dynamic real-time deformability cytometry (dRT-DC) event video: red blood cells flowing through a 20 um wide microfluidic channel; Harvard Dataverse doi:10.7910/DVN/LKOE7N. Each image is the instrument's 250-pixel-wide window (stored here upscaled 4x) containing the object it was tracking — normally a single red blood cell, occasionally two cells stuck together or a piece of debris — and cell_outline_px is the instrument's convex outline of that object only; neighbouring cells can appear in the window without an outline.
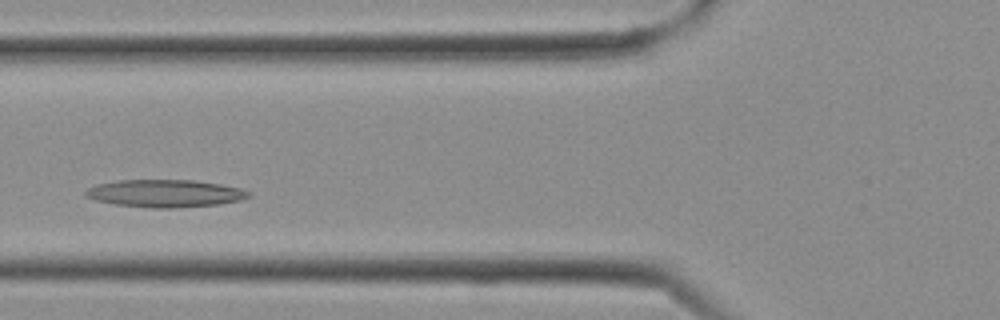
{"species": "Egyptian fruit bat (a non-hibernating species)", "species_latin": "Rousettus aegyptiacus", "temperature_condition": "cold", "stored_images_in_passage": 9, "camera_frame_rate_fps": 3000, "um_per_image_px": 0.085, "frame": {"image": 1, "passage_image": 6, "time_ms": 1.667, "image_size_px": [1000, 320], "cell_outline_px": [[252, 196], [240, 200], [220, 204], [176, 208], [152, 208], [116, 204], [96, 200], [84, 196], [84, 192], [88, 188], [96, 184], [116, 180], [192, 180], [220, 184], [240, 188], [252, 192]], "centroid_in_image_um": [14.04, 16.44], "position_along_channel_um": 111.8, "area_um2": 26.3}}
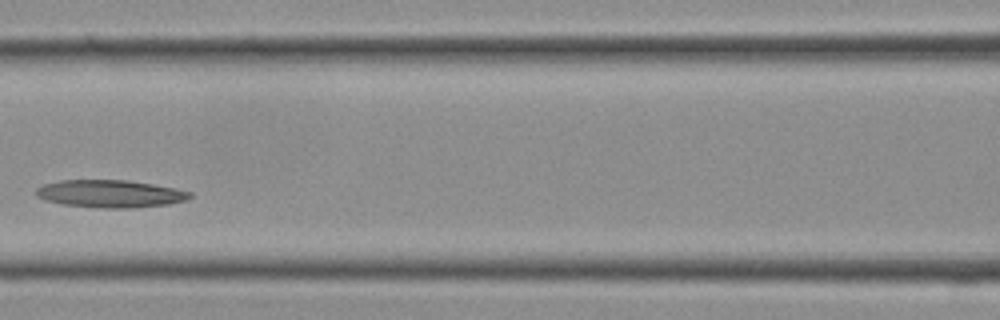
{"frame": {"image": 2, "passage_image": 8, "time_ms": 2.333, "image_size_px": [1000, 320], "cell_outline_px": [[192, 196], [184, 200], [168, 204], [132, 208], [104, 208], [64, 204], [44, 200], [36, 196], [36, 188], [44, 184], [60, 180], [128, 180], [176, 188], [192, 192]], "centroid_in_image_um": [9.36, 16.46], "position_along_channel_um": 157.2, "area_um2": 24.62}}